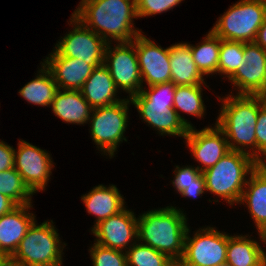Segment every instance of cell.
Here are the masks:
<instances>
[{
	"label": "cell",
	"mask_w": 266,
	"mask_h": 266,
	"mask_svg": "<svg viewBox=\"0 0 266 266\" xmlns=\"http://www.w3.org/2000/svg\"><path fill=\"white\" fill-rule=\"evenodd\" d=\"M17 204L8 196L0 193V217L10 212Z\"/></svg>",
	"instance_id": "d590c367"
},
{
	"label": "cell",
	"mask_w": 266,
	"mask_h": 266,
	"mask_svg": "<svg viewBox=\"0 0 266 266\" xmlns=\"http://www.w3.org/2000/svg\"><path fill=\"white\" fill-rule=\"evenodd\" d=\"M171 81L176 86L205 85L203 75L193 60L190 44L178 43L169 47Z\"/></svg>",
	"instance_id": "7402d4cb"
},
{
	"label": "cell",
	"mask_w": 266,
	"mask_h": 266,
	"mask_svg": "<svg viewBox=\"0 0 266 266\" xmlns=\"http://www.w3.org/2000/svg\"><path fill=\"white\" fill-rule=\"evenodd\" d=\"M70 24L73 30L66 34L56 45L55 51L60 56L84 60L93 68L104 64L107 42L88 29L72 14Z\"/></svg>",
	"instance_id": "8fae6325"
},
{
	"label": "cell",
	"mask_w": 266,
	"mask_h": 266,
	"mask_svg": "<svg viewBox=\"0 0 266 266\" xmlns=\"http://www.w3.org/2000/svg\"><path fill=\"white\" fill-rule=\"evenodd\" d=\"M256 124V161L261 164L266 161V102L259 108ZM261 154L265 160L262 159Z\"/></svg>",
	"instance_id": "836d02e7"
},
{
	"label": "cell",
	"mask_w": 266,
	"mask_h": 266,
	"mask_svg": "<svg viewBox=\"0 0 266 266\" xmlns=\"http://www.w3.org/2000/svg\"><path fill=\"white\" fill-rule=\"evenodd\" d=\"M63 91V92H62ZM58 89L52 101V111L67 123L84 124L89 122L93 108L84 99L81 91Z\"/></svg>",
	"instance_id": "603a6c76"
},
{
	"label": "cell",
	"mask_w": 266,
	"mask_h": 266,
	"mask_svg": "<svg viewBox=\"0 0 266 266\" xmlns=\"http://www.w3.org/2000/svg\"><path fill=\"white\" fill-rule=\"evenodd\" d=\"M202 85L177 86L173 108L181 110L193 116L202 117L205 112L204 101L202 100Z\"/></svg>",
	"instance_id": "f1b7e54d"
},
{
	"label": "cell",
	"mask_w": 266,
	"mask_h": 266,
	"mask_svg": "<svg viewBox=\"0 0 266 266\" xmlns=\"http://www.w3.org/2000/svg\"><path fill=\"white\" fill-rule=\"evenodd\" d=\"M260 96L263 98V100L266 102V86L263 90V92L260 94Z\"/></svg>",
	"instance_id": "ab89813d"
},
{
	"label": "cell",
	"mask_w": 266,
	"mask_h": 266,
	"mask_svg": "<svg viewBox=\"0 0 266 266\" xmlns=\"http://www.w3.org/2000/svg\"><path fill=\"white\" fill-rule=\"evenodd\" d=\"M261 165L266 169V161H263Z\"/></svg>",
	"instance_id": "60d3db41"
},
{
	"label": "cell",
	"mask_w": 266,
	"mask_h": 266,
	"mask_svg": "<svg viewBox=\"0 0 266 266\" xmlns=\"http://www.w3.org/2000/svg\"><path fill=\"white\" fill-rule=\"evenodd\" d=\"M73 15L107 43L131 42L141 33L132 23L136 0H82Z\"/></svg>",
	"instance_id": "6da1fadb"
},
{
	"label": "cell",
	"mask_w": 266,
	"mask_h": 266,
	"mask_svg": "<svg viewBox=\"0 0 266 266\" xmlns=\"http://www.w3.org/2000/svg\"><path fill=\"white\" fill-rule=\"evenodd\" d=\"M186 215L176 207L150 210L138 218V240L167 255L176 264L184 252ZM142 241V242H141Z\"/></svg>",
	"instance_id": "3957f363"
},
{
	"label": "cell",
	"mask_w": 266,
	"mask_h": 266,
	"mask_svg": "<svg viewBox=\"0 0 266 266\" xmlns=\"http://www.w3.org/2000/svg\"><path fill=\"white\" fill-rule=\"evenodd\" d=\"M244 43L221 39L219 50L218 74L228 78L242 65H245Z\"/></svg>",
	"instance_id": "4dcf8cb0"
},
{
	"label": "cell",
	"mask_w": 266,
	"mask_h": 266,
	"mask_svg": "<svg viewBox=\"0 0 266 266\" xmlns=\"http://www.w3.org/2000/svg\"><path fill=\"white\" fill-rule=\"evenodd\" d=\"M110 44L112 43L106 46L104 65L108 68L116 88L126 91L131 98L143 88L135 39L131 42H118L115 48H111Z\"/></svg>",
	"instance_id": "30bf717a"
},
{
	"label": "cell",
	"mask_w": 266,
	"mask_h": 266,
	"mask_svg": "<svg viewBox=\"0 0 266 266\" xmlns=\"http://www.w3.org/2000/svg\"><path fill=\"white\" fill-rule=\"evenodd\" d=\"M258 235L262 239L263 243L266 244V228L261 233L259 232Z\"/></svg>",
	"instance_id": "f35d334b"
},
{
	"label": "cell",
	"mask_w": 266,
	"mask_h": 266,
	"mask_svg": "<svg viewBox=\"0 0 266 266\" xmlns=\"http://www.w3.org/2000/svg\"><path fill=\"white\" fill-rule=\"evenodd\" d=\"M80 91L93 109L110 106L124 100L115 98L118 90L104 64L93 69Z\"/></svg>",
	"instance_id": "d6986e66"
},
{
	"label": "cell",
	"mask_w": 266,
	"mask_h": 266,
	"mask_svg": "<svg viewBox=\"0 0 266 266\" xmlns=\"http://www.w3.org/2000/svg\"><path fill=\"white\" fill-rule=\"evenodd\" d=\"M31 207V204L17 205L0 217V252L3 255H13L29 228L36 222L34 214L28 212Z\"/></svg>",
	"instance_id": "ac0fdd59"
},
{
	"label": "cell",
	"mask_w": 266,
	"mask_h": 266,
	"mask_svg": "<svg viewBox=\"0 0 266 266\" xmlns=\"http://www.w3.org/2000/svg\"><path fill=\"white\" fill-rule=\"evenodd\" d=\"M15 149L0 141V172L14 168Z\"/></svg>",
	"instance_id": "e575fe53"
},
{
	"label": "cell",
	"mask_w": 266,
	"mask_h": 266,
	"mask_svg": "<svg viewBox=\"0 0 266 266\" xmlns=\"http://www.w3.org/2000/svg\"><path fill=\"white\" fill-rule=\"evenodd\" d=\"M176 87L172 81L152 85L148 90L142 88L130 100L141 119L157 129L159 134L184 138L193 126L173 108Z\"/></svg>",
	"instance_id": "277c9868"
},
{
	"label": "cell",
	"mask_w": 266,
	"mask_h": 266,
	"mask_svg": "<svg viewBox=\"0 0 266 266\" xmlns=\"http://www.w3.org/2000/svg\"><path fill=\"white\" fill-rule=\"evenodd\" d=\"M126 252L127 266H177L167 255L138 241L130 243Z\"/></svg>",
	"instance_id": "83f0119b"
},
{
	"label": "cell",
	"mask_w": 266,
	"mask_h": 266,
	"mask_svg": "<svg viewBox=\"0 0 266 266\" xmlns=\"http://www.w3.org/2000/svg\"><path fill=\"white\" fill-rule=\"evenodd\" d=\"M183 0H136L138 17L160 14L174 8Z\"/></svg>",
	"instance_id": "d6a6232c"
},
{
	"label": "cell",
	"mask_w": 266,
	"mask_h": 266,
	"mask_svg": "<svg viewBox=\"0 0 266 266\" xmlns=\"http://www.w3.org/2000/svg\"><path fill=\"white\" fill-rule=\"evenodd\" d=\"M226 264L229 266H266V252L248 236H229Z\"/></svg>",
	"instance_id": "cb8c5ba5"
},
{
	"label": "cell",
	"mask_w": 266,
	"mask_h": 266,
	"mask_svg": "<svg viewBox=\"0 0 266 266\" xmlns=\"http://www.w3.org/2000/svg\"><path fill=\"white\" fill-rule=\"evenodd\" d=\"M49 55L43 63L50 70L58 89L80 91L94 68L84 60L60 56L55 50Z\"/></svg>",
	"instance_id": "e0dca14e"
},
{
	"label": "cell",
	"mask_w": 266,
	"mask_h": 266,
	"mask_svg": "<svg viewBox=\"0 0 266 266\" xmlns=\"http://www.w3.org/2000/svg\"><path fill=\"white\" fill-rule=\"evenodd\" d=\"M55 228L52 220L34 222L13 256L22 266H61L64 247Z\"/></svg>",
	"instance_id": "52a82bcc"
},
{
	"label": "cell",
	"mask_w": 266,
	"mask_h": 266,
	"mask_svg": "<svg viewBox=\"0 0 266 266\" xmlns=\"http://www.w3.org/2000/svg\"><path fill=\"white\" fill-rule=\"evenodd\" d=\"M175 169L172 184L183 197H199L206 191L205 178L197 167L176 166Z\"/></svg>",
	"instance_id": "4316f807"
},
{
	"label": "cell",
	"mask_w": 266,
	"mask_h": 266,
	"mask_svg": "<svg viewBox=\"0 0 266 266\" xmlns=\"http://www.w3.org/2000/svg\"><path fill=\"white\" fill-rule=\"evenodd\" d=\"M246 64L228 78L238 87L237 95H260L266 86V51L255 42L244 43Z\"/></svg>",
	"instance_id": "4fadbf2b"
},
{
	"label": "cell",
	"mask_w": 266,
	"mask_h": 266,
	"mask_svg": "<svg viewBox=\"0 0 266 266\" xmlns=\"http://www.w3.org/2000/svg\"><path fill=\"white\" fill-rule=\"evenodd\" d=\"M219 100L223 106L215 124L224 132L230 150L245 153L256 161V123L265 101L260 95H229Z\"/></svg>",
	"instance_id": "7a4b0ae2"
},
{
	"label": "cell",
	"mask_w": 266,
	"mask_h": 266,
	"mask_svg": "<svg viewBox=\"0 0 266 266\" xmlns=\"http://www.w3.org/2000/svg\"><path fill=\"white\" fill-rule=\"evenodd\" d=\"M220 46L221 38L216 36L211 30L201 44L190 45L193 60L203 76L218 73Z\"/></svg>",
	"instance_id": "484cf974"
},
{
	"label": "cell",
	"mask_w": 266,
	"mask_h": 266,
	"mask_svg": "<svg viewBox=\"0 0 266 266\" xmlns=\"http://www.w3.org/2000/svg\"><path fill=\"white\" fill-rule=\"evenodd\" d=\"M0 266H22L13 255H3L0 258Z\"/></svg>",
	"instance_id": "74e56055"
},
{
	"label": "cell",
	"mask_w": 266,
	"mask_h": 266,
	"mask_svg": "<svg viewBox=\"0 0 266 266\" xmlns=\"http://www.w3.org/2000/svg\"><path fill=\"white\" fill-rule=\"evenodd\" d=\"M135 48L142 82L152 86L171 81L169 47L163 49L140 33L135 38Z\"/></svg>",
	"instance_id": "5bb4252c"
},
{
	"label": "cell",
	"mask_w": 266,
	"mask_h": 266,
	"mask_svg": "<svg viewBox=\"0 0 266 266\" xmlns=\"http://www.w3.org/2000/svg\"><path fill=\"white\" fill-rule=\"evenodd\" d=\"M184 139L194 158L203 164L202 167L197 166L201 172L214 166L231 151L224 132L216 124L214 128L206 127L200 131L189 128Z\"/></svg>",
	"instance_id": "9a60e30c"
},
{
	"label": "cell",
	"mask_w": 266,
	"mask_h": 266,
	"mask_svg": "<svg viewBox=\"0 0 266 266\" xmlns=\"http://www.w3.org/2000/svg\"><path fill=\"white\" fill-rule=\"evenodd\" d=\"M258 164L251 156L231 150L214 166L202 172L206 190L223 198L230 205L239 203L247 182L245 176Z\"/></svg>",
	"instance_id": "5b68a950"
},
{
	"label": "cell",
	"mask_w": 266,
	"mask_h": 266,
	"mask_svg": "<svg viewBox=\"0 0 266 266\" xmlns=\"http://www.w3.org/2000/svg\"><path fill=\"white\" fill-rule=\"evenodd\" d=\"M93 266H127L126 252L94 243L89 249Z\"/></svg>",
	"instance_id": "1f68e13d"
},
{
	"label": "cell",
	"mask_w": 266,
	"mask_h": 266,
	"mask_svg": "<svg viewBox=\"0 0 266 266\" xmlns=\"http://www.w3.org/2000/svg\"><path fill=\"white\" fill-rule=\"evenodd\" d=\"M91 231L96 236V243L123 251L124 248L128 249L126 246L133 242L132 240L136 242L138 239V218L133 211L125 208L120 213L101 221Z\"/></svg>",
	"instance_id": "2e32d148"
},
{
	"label": "cell",
	"mask_w": 266,
	"mask_h": 266,
	"mask_svg": "<svg viewBox=\"0 0 266 266\" xmlns=\"http://www.w3.org/2000/svg\"><path fill=\"white\" fill-rule=\"evenodd\" d=\"M53 165L46 150L24 140L18 142V150L14 152V168L33 193L45 190Z\"/></svg>",
	"instance_id": "7c38bea8"
},
{
	"label": "cell",
	"mask_w": 266,
	"mask_h": 266,
	"mask_svg": "<svg viewBox=\"0 0 266 266\" xmlns=\"http://www.w3.org/2000/svg\"><path fill=\"white\" fill-rule=\"evenodd\" d=\"M186 231L184 252L177 266H220L226 264L228 234L213 227L195 232L191 238Z\"/></svg>",
	"instance_id": "9c48e42d"
},
{
	"label": "cell",
	"mask_w": 266,
	"mask_h": 266,
	"mask_svg": "<svg viewBox=\"0 0 266 266\" xmlns=\"http://www.w3.org/2000/svg\"><path fill=\"white\" fill-rule=\"evenodd\" d=\"M41 66V70L38 71L40 74L25 84L19 90V94L29 103L48 107L51 106L58 87L50 70L44 63Z\"/></svg>",
	"instance_id": "d4e9b609"
},
{
	"label": "cell",
	"mask_w": 266,
	"mask_h": 266,
	"mask_svg": "<svg viewBox=\"0 0 266 266\" xmlns=\"http://www.w3.org/2000/svg\"><path fill=\"white\" fill-rule=\"evenodd\" d=\"M81 198L88 213L96 216L94 227L125 209L124 199L115 185H98Z\"/></svg>",
	"instance_id": "44dd1931"
},
{
	"label": "cell",
	"mask_w": 266,
	"mask_h": 266,
	"mask_svg": "<svg viewBox=\"0 0 266 266\" xmlns=\"http://www.w3.org/2000/svg\"><path fill=\"white\" fill-rule=\"evenodd\" d=\"M254 42L259 45L264 51H266V16L262 25L258 29V33Z\"/></svg>",
	"instance_id": "8d00e7d4"
},
{
	"label": "cell",
	"mask_w": 266,
	"mask_h": 266,
	"mask_svg": "<svg viewBox=\"0 0 266 266\" xmlns=\"http://www.w3.org/2000/svg\"><path fill=\"white\" fill-rule=\"evenodd\" d=\"M266 16V0H240L230 6L211 29L223 40L254 42Z\"/></svg>",
	"instance_id": "8992f818"
},
{
	"label": "cell",
	"mask_w": 266,
	"mask_h": 266,
	"mask_svg": "<svg viewBox=\"0 0 266 266\" xmlns=\"http://www.w3.org/2000/svg\"><path fill=\"white\" fill-rule=\"evenodd\" d=\"M0 193L8 196L17 205L31 204V195L34 194L15 168L0 172Z\"/></svg>",
	"instance_id": "f546056e"
},
{
	"label": "cell",
	"mask_w": 266,
	"mask_h": 266,
	"mask_svg": "<svg viewBox=\"0 0 266 266\" xmlns=\"http://www.w3.org/2000/svg\"><path fill=\"white\" fill-rule=\"evenodd\" d=\"M246 203L258 233L266 228V169L261 165L250 173L239 203Z\"/></svg>",
	"instance_id": "ffe728a7"
},
{
	"label": "cell",
	"mask_w": 266,
	"mask_h": 266,
	"mask_svg": "<svg viewBox=\"0 0 266 266\" xmlns=\"http://www.w3.org/2000/svg\"><path fill=\"white\" fill-rule=\"evenodd\" d=\"M130 102L129 98L110 106L95 108L89 118L91 138L110 158L117 151L118 144L127 141L123 134L127 127Z\"/></svg>",
	"instance_id": "ba28073f"
}]
</instances>
